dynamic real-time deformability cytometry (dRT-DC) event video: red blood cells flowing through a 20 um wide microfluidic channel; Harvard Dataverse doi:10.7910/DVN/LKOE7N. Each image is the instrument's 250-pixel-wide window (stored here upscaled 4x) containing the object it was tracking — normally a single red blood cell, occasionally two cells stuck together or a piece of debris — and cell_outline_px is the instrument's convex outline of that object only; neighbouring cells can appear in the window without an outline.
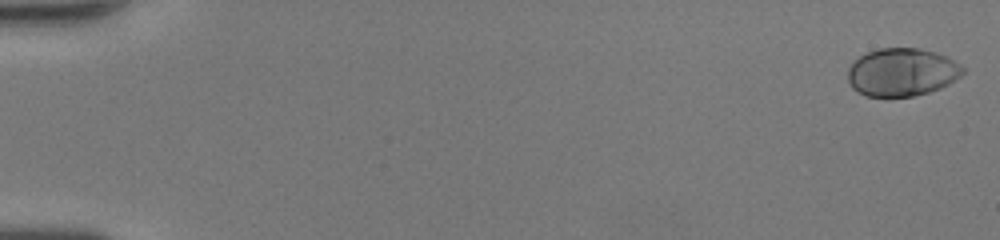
{"species": "human", "species_latin": "Homo sapiens", "temperature_condition": "room temperature", "stored_images_in_passage": 50, "camera_frame_rate_fps": 3000, "um_per_image_px": 0.085, "donor": {"sex": "female"}, "frame": {"image": 1, "passage_image": 1, "time_ms": 0.0, "image_size_px": [1000, 240], "cell_outline_px": [[964, 72], [960, 76], [948, 84], [940, 88], [928, 92], [912, 96], [864, 96], [856, 92], [852, 88], [848, 80], [848, 68], [860, 56], [868, 52], [880, 48], [920, 48], [944, 56], [952, 60], [964, 68]], "centroid_in_image_um": [76.63, 6.14], "position_along_channel_um": 8.4, "area_um2": 31.85}}
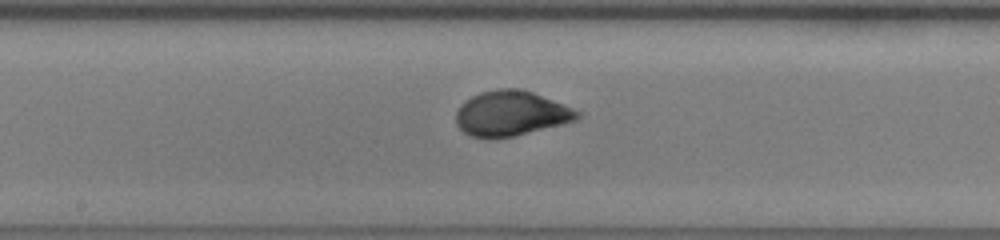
{"frame": {"image": 2, "passage_image": 28, "time_ms": 9.0, "image_size_px": [1000, 240], "cell_outline_px": [[580, 116], [576, 120], [564, 124], [512, 136], [472, 136], [464, 132], [456, 124], [456, 112], [460, 104], [464, 100], [480, 92], [496, 88], [520, 88], [532, 92], [572, 108], [580, 112]], "centroid_in_image_um": [43.42, 9.61], "position_along_channel_um": 204.8, "area_um2": 31.39}}
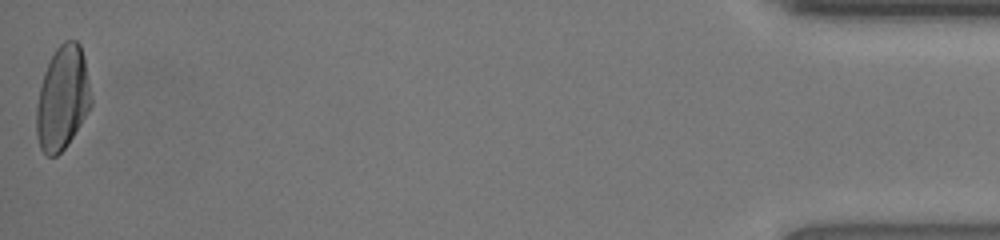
{"frame": {"image": 3, "passage_image": 50, "time_ms": 16.333, "image_size_px": [1000, 240], "cell_outline_px": [[92, 104], [88, 112], [68, 144], [56, 156], [48, 156], [40, 148], [36, 136], [36, 108], [40, 88], [44, 72], [56, 48], [64, 40], [76, 40], [80, 44], [84, 56], [92, 100]], "centroid_in_image_um": [5.31, 8.34], "position_along_channel_um": 429.9, "area_um2": 33.0}, "authors_computed_cell_mechanics": {"area_um2": 31.6166, "velocity_mm_per_s": 4.2803, "shape_relaxation_time_tau1_ms": 3.3533, "shape_relaxation_time_tau2_ms": null, "deformation_change_tau1": 0.1831, "deformation_change_tau2": null}}